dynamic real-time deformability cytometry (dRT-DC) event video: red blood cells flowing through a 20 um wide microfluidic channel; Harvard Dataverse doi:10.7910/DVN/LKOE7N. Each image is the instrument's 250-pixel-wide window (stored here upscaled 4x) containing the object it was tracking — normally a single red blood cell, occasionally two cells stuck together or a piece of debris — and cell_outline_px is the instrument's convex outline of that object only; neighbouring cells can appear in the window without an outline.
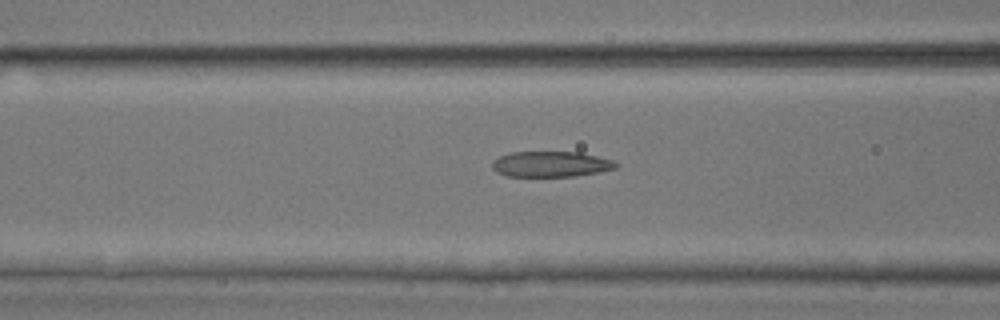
{"species": "common noctule bat (a hibernating species)", "species_latin": "Nyctalus noctula", "temperature_condition": "room temperature", "stored_images_in_passage": 33, "camera_frame_rate_fps": 3000, "um_per_image_px": 0.085, "animal": {"sex": "male", "body_mass_g": 17.9, "forearm_length_mm": 54.2}, "frame": {"image": 1, "passage_image": 8, "time_ms": 2.333, "image_size_px": [1000, 320], "cell_outline_px": [[620, 164], [616, 168], [600, 172], [572, 176], [508, 176], [496, 172], [492, 168], [492, 160], [500, 156], [512, 152], [580, 152], [612, 160]], "centroid_in_image_um": [46.82, 13.95], "position_along_channel_um": 119.8, "area_um2": 18.44}}
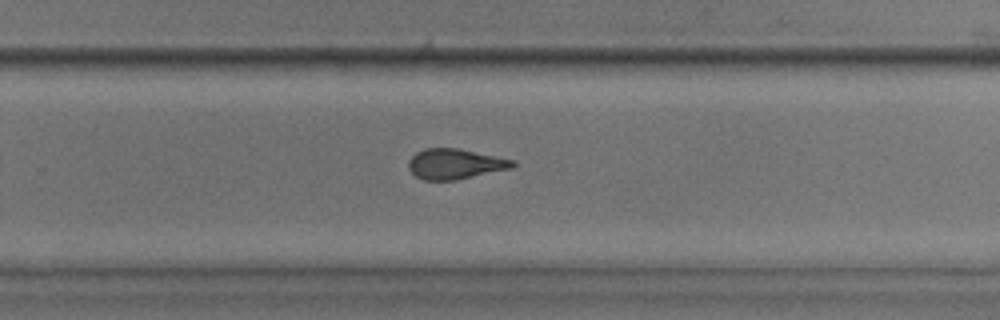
{"frame": {"image": 2, "passage_image": 21, "time_ms": 6.667, "image_size_px": [1000, 320], "cell_outline_px": [[516, 164], [512, 168], [456, 180], [424, 180], [416, 176], [408, 168], [408, 160], [416, 152], [424, 148], [456, 148], [516, 160]], "centroid_in_image_um": [38.67, 13.93], "position_along_channel_um": 291.1, "area_um2": 18.38}}
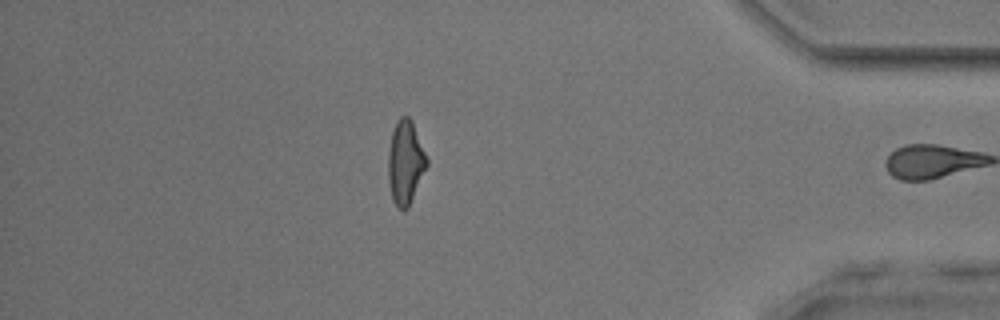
{"frame": {"image": 3, "passage_image": 32, "time_ms": 10.333, "image_size_px": [1000, 320], "cell_outline_px": [[428, 164], [408, 208], [404, 212], [392, 200], [388, 180], [388, 156], [392, 132], [396, 120], [400, 116], [408, 116], [412, 120], [428, 160]], "centroid_in_image_um": [34.45, 13.8], "position_along_channel_um": 400.7, "area_um2": 18.79}, "authors_computed_cell_mechanics": {"area_um2": 18.9584, "velocity_mm_per_s": 3.9714, "shape_relaxation_time_tau1_ms": 4.8346, "shape_relaxation_time_tau2_ms": 1.158, "deformation_change_tau1": 0.1712, "deformation_change_tau2": 0.1017}}